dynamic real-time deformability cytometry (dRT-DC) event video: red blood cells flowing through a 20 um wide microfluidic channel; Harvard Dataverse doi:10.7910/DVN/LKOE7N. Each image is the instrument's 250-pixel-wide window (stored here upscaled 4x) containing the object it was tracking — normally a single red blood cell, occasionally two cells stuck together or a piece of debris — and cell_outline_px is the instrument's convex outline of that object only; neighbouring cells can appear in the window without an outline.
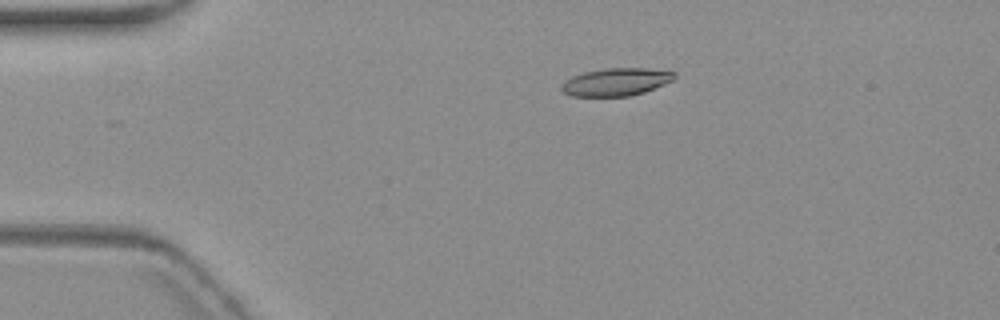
{"species": "common noctule bat (a hibernating species)", "species_latin": "Nyctalus noctula", "temperature_condition": "warm", "stored_images_in_passage": 4, "camera_frame_rate_fps": 3000, "um_per_image_px": 0.085, "animal": {"sex": "female", "body_mass_g": 19.3, "forearm_length_mm": 54.1}, "frame": {"image": 1, "passage_image": 1, "time_ms": 0.0, "image_size_px": [1000, 320], "cell_outline_px": [[676, 76], [672, 80], [664, 84], [644, 92], [628, 96], [572, 96], [564, 92], [560, 88], [560, 84], [564, 80], [572, 76], [584, 72], [604, 68], [648, 68], [676, 72]], "centroid_in_image_um": [52.34, 6.95], "position_along_channel_um": 32.7, "area_um2": 18.26}}
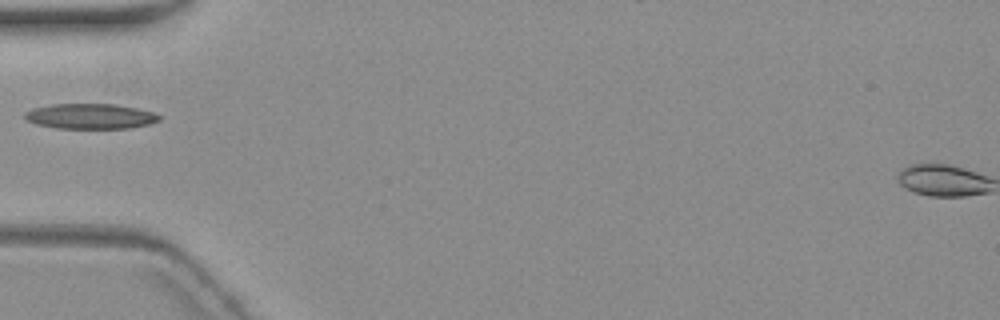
{"frame": {"image": 2, "passage_image": 3, "time_ms": 2.667, "image_size_px": [1000, 320], "cell_outline_px": [[160, 120], [148, 124], [128, 128], [56, 128], [36, 124], [24, 120], [24, 112], [32, 108], [52, 104], [116, 104], [136, 108], [152, 112], [160, 116]], "centroid_in_image_um": [7.62, 9.88], "position_along_channel_um": 77.4, "area_um2": 19.77}}
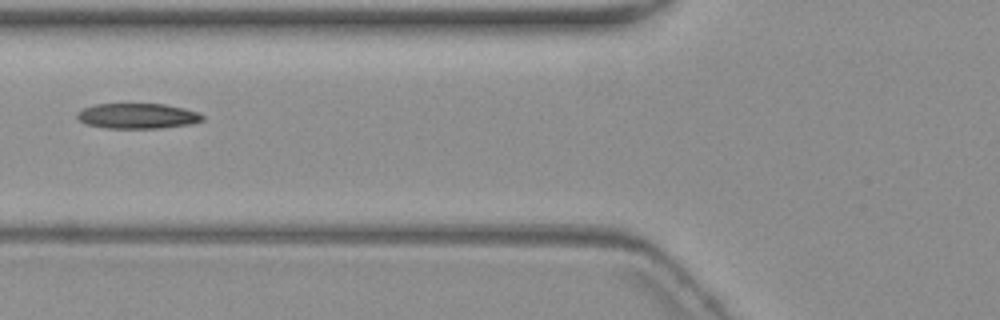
{"frame": {"image": 3, "passage_image": 4, "time_ms": 3.667, "image_size_px": [1000, 320], "cell_outline_px": [[204, 120], [192, 124], [160, 128], [104, 128], [88, 124], [80, 120], [76, 116], [76, 112], [84, 108], [96, 104], [164, 104], [184, 108], [196, 112], [204, 116]], "centroid_in_image_um": [11.7, 9.86], "position_along_channel_um": 114.1, "area_um2": 18.44}}